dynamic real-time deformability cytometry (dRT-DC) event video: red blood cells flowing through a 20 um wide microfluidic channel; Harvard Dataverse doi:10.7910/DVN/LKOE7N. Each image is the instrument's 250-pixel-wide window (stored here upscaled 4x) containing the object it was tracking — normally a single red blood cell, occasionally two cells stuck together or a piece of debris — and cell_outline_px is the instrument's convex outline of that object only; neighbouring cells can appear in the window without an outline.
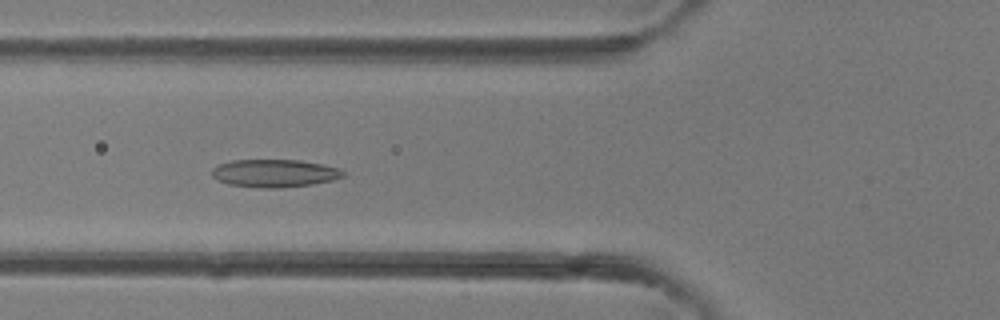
{"species": "common noctule bat (a hibernating species)", "species_latin": "Nyctalus noctula", "temperature_condition": "room temperature", "stored_images_in_passage": 40, "camera_frame_rate_fps": 3000, "um_per_image_px": 0.085, "animal": {"sex": "female"}, "frame": {"image": 1, "passage_image": 15, "time_ms": 4.667, "image_size_px": [1000, 320], "cell_outline_px": [[344, 176], [332, 180], [312, 184], [276, 188], [260, 188], [228, 184], [212, 176], [212, 168], [216, 164], [232, 160], [300, 160], [320, 164], [336, 168], [344, 172]], "centroid_in_image_um": [23.28, 14.72], "position_along_channel_um": 102.5, "area_um2": 21.1}}
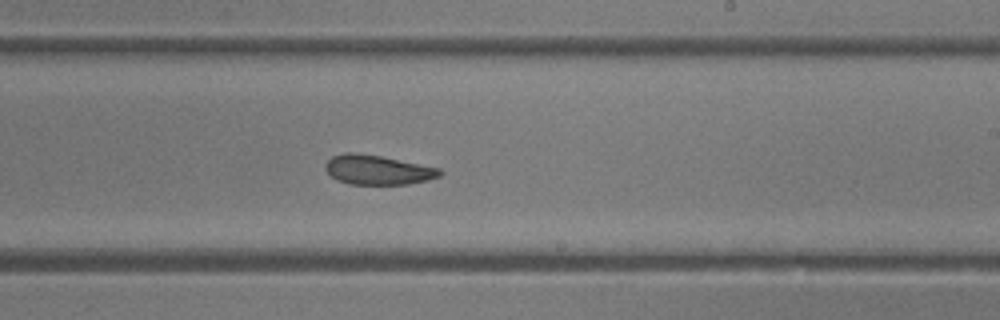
{"frame": {"image": 2, "passage_image": 24, "time_ms": 7.667, "image_size_px": [1000, 320], "cell_outline_px": [[444, 172], [440, 176], [428, 180], [408, 184], [348, 184], [336, 180], [324, 168], [324, 164], [332, 156], [344, 152], [356, 152], [380, 156], [440, 168]], "centroid_in_image_um": [32.09, 14.44], "position_along_channel_um": 256.9, "area_um2": 19.77}}
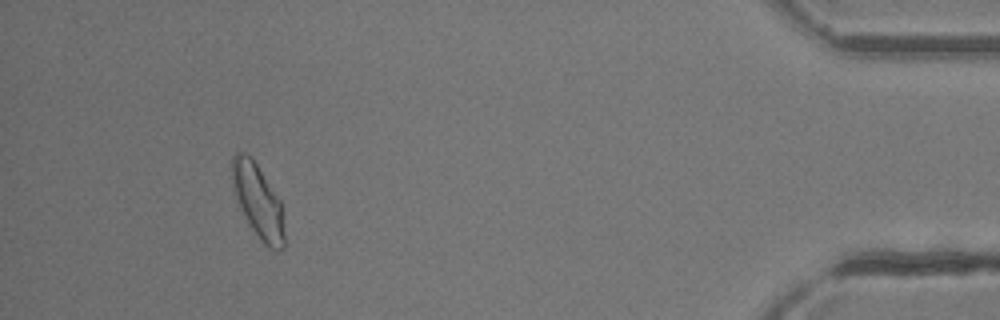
{"frame": {"image": 3, "passage_image": 37, "time_ms": 12.0, "image_size_px": [1000, 320], "cell_outline_px": [[284, 248], [276, 252], [268, 248], [260, 240], [248, 224], [240, 208], [232, 184], [232, 156], [236, 152], [244, 152], [252, 156], [280, 200], [284, 232]], "centroid_in_image_um": [21.92, 17.1], "position_along_channel_um": 413.3, "area_um2": 22.54}}